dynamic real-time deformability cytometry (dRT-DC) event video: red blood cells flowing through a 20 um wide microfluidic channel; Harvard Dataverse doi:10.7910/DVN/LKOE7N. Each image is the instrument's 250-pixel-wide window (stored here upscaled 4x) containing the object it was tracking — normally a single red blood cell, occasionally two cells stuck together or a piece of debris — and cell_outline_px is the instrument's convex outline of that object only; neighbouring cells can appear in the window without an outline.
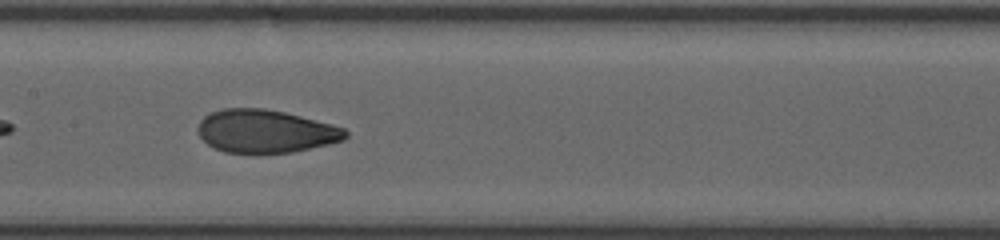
{"species": "human", "species_latin": "Homo sapiens", "temperature_condition": "room temperature", "stored_images_in_passage": 35, "camera_frame_rate_fps": 3000, "um_per_image_px": 0.085, "donor": {"sex": "female"}, "frame": {"image": 1, "passage_image": 11, "time_ms": 3.333, "image_size_px": [1000, 240], "cell_outline_px": [[348, 136], [344, 140], [328, 144], [292, 152], [224, 152], [208, 144], [200, 136], [196, 128], [200, 120], [204, 116], [212, 112], [224, 108], [264, 108], [284, 112], [332, 124], [344, 128], [348, 132]], "centroid_in_image_um": [22.57, 11.14], "position_along_channel_um": 184.8, "area_um2": 36.76}}
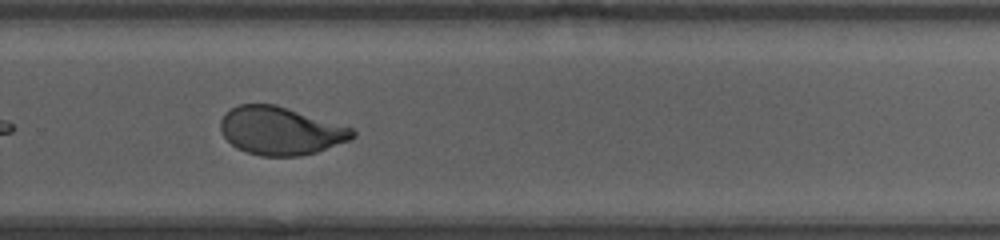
{"frame": {"image": 2, "passage_image": 20, "time_ms": 6.333, "image_size_px": [1000, 240], "cell_outline_px": [[356, 136], [352, 140], [316, 152], [300, 156], [260, 156], [236, 148], [220, 132], [220, 120], [232, 108], [240, 104], [276, 104], [352, 128], [356, 132]], "centroid_in_image_um": [23.86, 11.13], "position_along_channel_um": 305.9, "area_um2": 36.88}}